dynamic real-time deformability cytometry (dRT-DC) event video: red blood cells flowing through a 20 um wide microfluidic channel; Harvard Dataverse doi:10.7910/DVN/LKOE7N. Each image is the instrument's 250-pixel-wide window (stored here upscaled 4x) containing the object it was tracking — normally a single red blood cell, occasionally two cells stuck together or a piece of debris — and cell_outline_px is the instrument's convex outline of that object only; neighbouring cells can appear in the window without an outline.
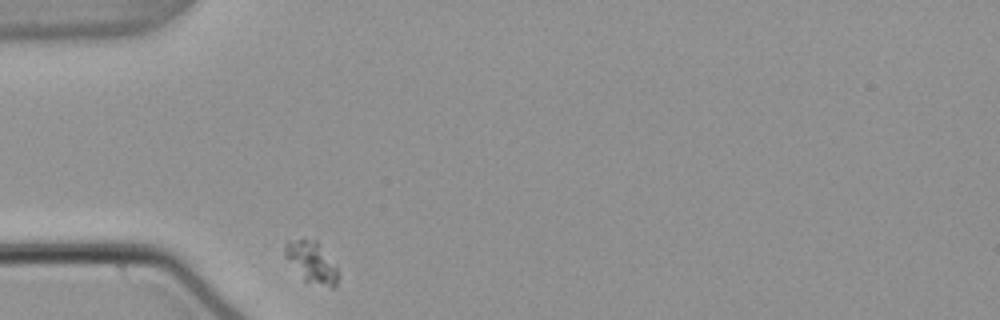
{"species": "common noctule bat (a hibernating species)", "species_latin": "Nyctalus noctula", "temperature_condition": "warm", "stored_images_in_passage": 32, "camera_frame_rate_fps": 3000, "um_per_image_px": 0.085, "animal": {"sex": "male", "body_mass_g": 21.5, "forearm_length_mm": 52.0}, "frame": {"image": 1, "passage_image": 1, "time_ms": 0.0, "image_size_px": [1000, 320], "cell_outline_px": [[336, 284], [332, 288], [304, 280], [284, 256], [284, 244], [288, 240], [316, 240], [336, 268]], "centroid_in_image_um": [26.42, 22.27], "position_along_channel_um": 58.6, "area_um2": 12.2}}
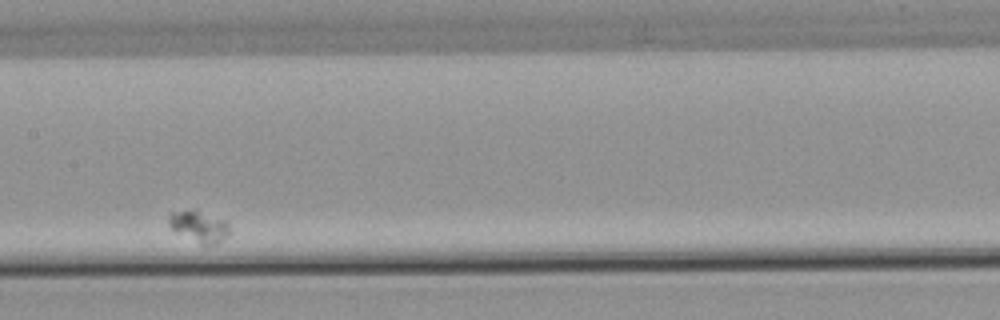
{"frame": {"image": 2, "passage_image": 15, "time_ms": 4.667, "image_size_px": [1000, 320], "cell_outline_px": [[228, 236], [216, 244], [200, 244], [176, 232], [168, 224], [168, 216], [172, 212], [196, 208], [224, 220], [228, 224]], "centroid_in_image_um": [16.9, 19.22], "position_along_channel_um": 190.5, "area_um2": 11.16}}
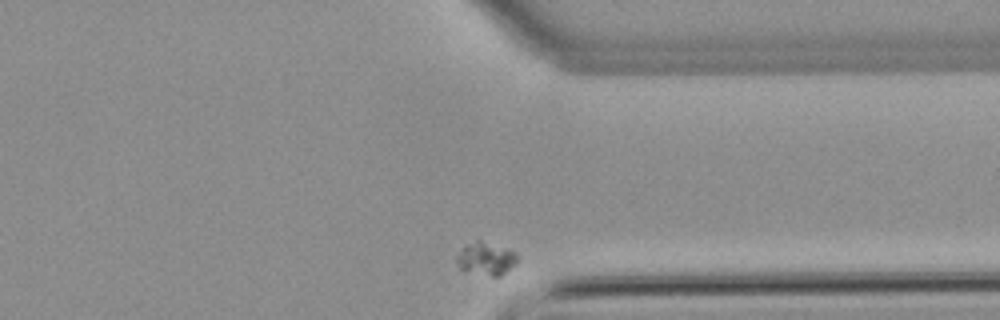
{"frame": {"image": 3, "passage_image": 32, "time_ms": 10.333, "image_size_px": [1000, 320], "cell_outline_px": [[516, 264], [500, 276], [492, 276], [460, 268], [456, 264], [456, 256], [468, 244], [476, 240], [480, 240], [516, 252]], "centroid_in_image_um": [41.32, 21.98], "position_along_channel_um": 370.1, "area_um2": 11.16}}